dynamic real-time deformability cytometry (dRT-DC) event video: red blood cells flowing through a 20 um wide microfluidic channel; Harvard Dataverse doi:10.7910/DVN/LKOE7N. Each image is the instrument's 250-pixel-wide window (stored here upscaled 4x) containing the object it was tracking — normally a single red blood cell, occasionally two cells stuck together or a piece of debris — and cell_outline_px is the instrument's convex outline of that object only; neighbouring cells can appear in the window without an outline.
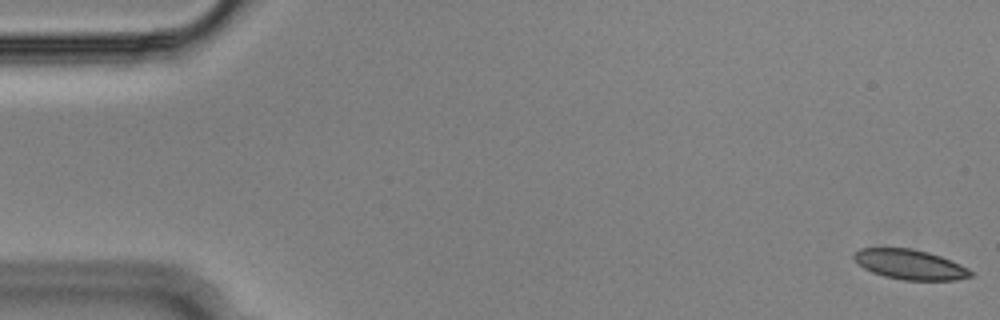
{"species": "Egyptian fruit bat (a non-hibernating species)", "species_latin": "Rousettus aegyptiacus", "temperature_condition": "cold", "stored_images_in_passage": 55, "camera_frame_rate_fps": 3000, "um_per_image_px": 0.085, "animal": {"sex": "male"}, "frame": {"image": 1, "passage_image": 1, "time_ms": 0.0, "image_size_px": [1000, 320], "cell_outline_px": [[972, 276], [956, 280], [904, 280], [884, 276], [872, 272], [864, 268], [852, 256], [860, 248], [912, 248], [928, 252], [940, 256], [960, 264], [968, 268], [972, 272]], "centroid_in_image_um": [77.36, 22.48], "position_along_channel_um": 7.6, "area_um2": 20.17}}
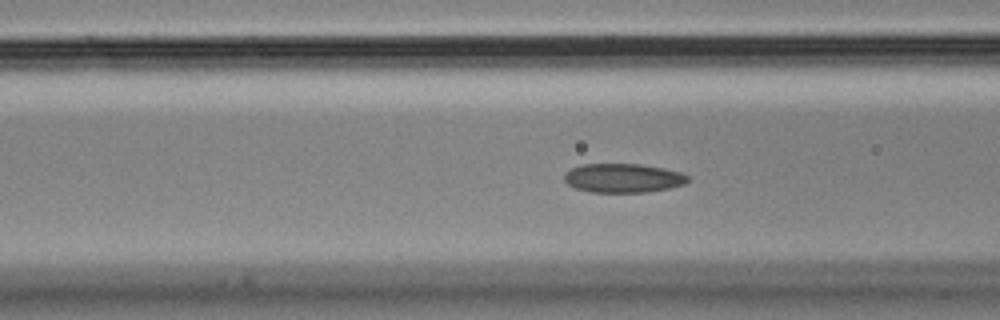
{"frame": {"image": 2, "passage_image": 21, "time_ms": 6.667, "image_size_px": [1000, 320], "cell_outline_px": [[688, 180], [684, 184], [668, 188], [644, 192], [588, 192], [576, 188], [568, 184], [564, 180], [564, 172], [580, 164], [640, 164], [664, 168], [680, 172], [688, 176]], "centroid_in_image_um": [52.92, 15.13], "position_along_channel_um": 113.7, "area_um2": 20.87}}
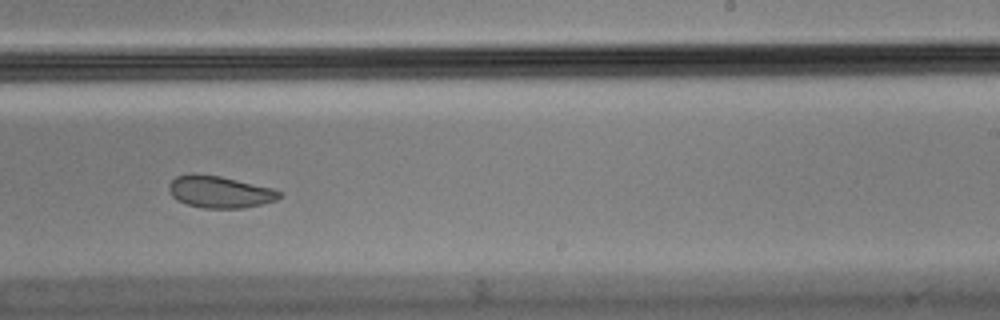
{"frame": {"image": 3, "passage_image": 34, "time_ms": 11.0, "image_size_px": [1000, 320], "cell_outline_px": [[280, 196], [276, 200], [260, 204], [240, 208], [204, 208], [188, 204], [176, 200], [168, 192], [168, 184], [176, 176], [192, 172], [220, 176], [272, 188], [280, 192]], "centroid_in_image_um": [18.6, 16.29], "position_along_channel_um": 270.4, "area_um2": 20.52}, "authors_computed_cell_mechanics": {"area_um2": 21.386, "velocity_mm_per_s": 3.6167, "shape_relaxation_time_tau1_ms": 6.4915, "shape_relaxation_time_tau2_ms": 3.8198, "deformation_change_tau1": 0.1177, "deformation_change_tau2": 0.067}}